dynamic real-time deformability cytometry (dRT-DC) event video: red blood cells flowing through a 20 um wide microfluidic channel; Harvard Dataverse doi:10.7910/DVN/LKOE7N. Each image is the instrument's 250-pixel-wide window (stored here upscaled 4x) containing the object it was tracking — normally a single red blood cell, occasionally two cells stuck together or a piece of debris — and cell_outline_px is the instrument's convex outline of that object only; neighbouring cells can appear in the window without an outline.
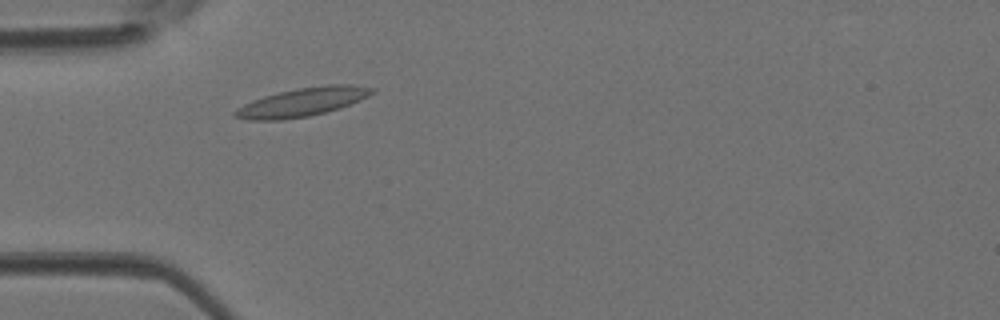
{"species": "Egyptian fruit bat (a non-hibernating species)", "species_latin": "Rousettus aegyptiacus", "temperature_condition": "room temperature", "stored_images_in_passage": 37, "camera_frame_rate_fps": 3000, "um_per_image_px": 0.085, "animal": {"sex": "female"}, "frame": {"image": 1, "passage_image": 6, "time_ms": 1.667, "image_size_px": [1000, 320], "cell_outline_px": [[376, 92], [360, 100], [340, 108], [308, 116], [280, 120], [248, 120], [232, 116], [232, 112], [236, 108], [252, 100], [264, 96], [296, 88], [328, 84], [348, 84], [376, 88]], "centroid_in_image_um": [25.69, 8.67], "position_along_channel_um": 59.3, "area_um2": 22.89}}
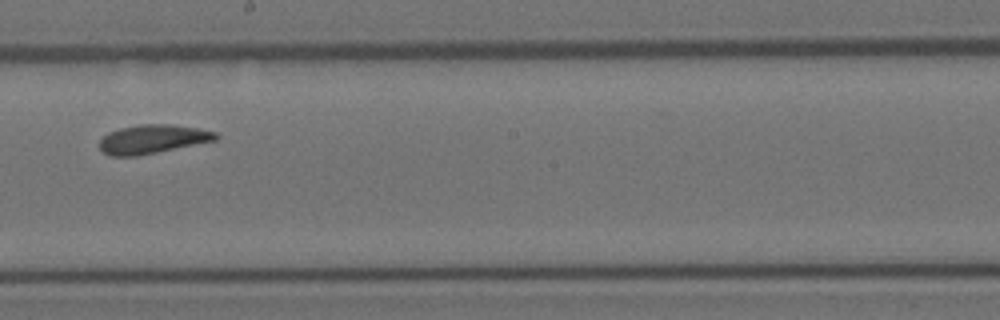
{"frame": {"image": 2, "passage_image": 18, "time_ms": 5.667, "image_size_px": [1000, 320], "cell_outline_px": [[220, 136], [216, 140], [136, 156], [112, 156], [104, 152], [100, 148], [100, 140], [108, 132], [120, 128], [140, 124], [168, 124], [196, 128], [216, 132]], "centroid_in_image_um": [12.96, 11.82], "position_along_channel_um": 235.2, "area_um2": 19.25}}
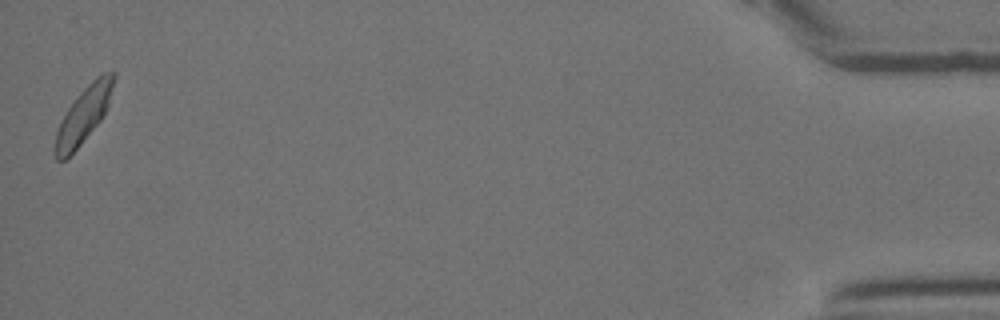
{"frame": {"image": 3, "passage_image": 37, "time_ms": 12.0, "image_size_px": [1000, 320], "cell_outline_px": [[116, 76], [108, 104], [100, 120], [80, 144], [64, 160], [56, 160], [52, 148], [56, 132], [68, 108], [80, 92], [96, 76], [104, 72], [116, 72]], "centroid_in_image_um": [7.08, 9.76], "position_along_channel_um": 428.1, "area_um2": 18.67}}